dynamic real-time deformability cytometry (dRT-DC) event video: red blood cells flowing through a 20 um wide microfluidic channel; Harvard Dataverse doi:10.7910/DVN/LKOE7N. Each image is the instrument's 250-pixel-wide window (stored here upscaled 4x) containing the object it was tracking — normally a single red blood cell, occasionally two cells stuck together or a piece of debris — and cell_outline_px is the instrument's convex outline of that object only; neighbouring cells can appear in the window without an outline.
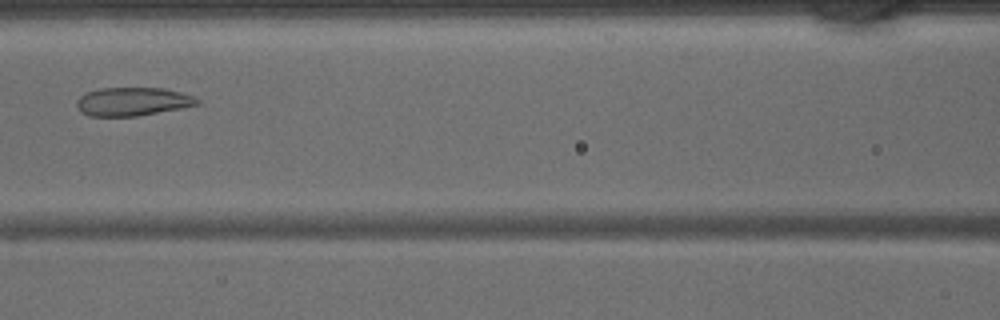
{"species": "common noctule bat (a hibernating species)", "species_latin": "Nyctalus noctula", "temperature_condition": "warm", "stored_images_in_passage": 37, "camera_frame_rate_fps": 3000, "um_per_image_px": 0.085, "animal": {"sex": "male", "body_mass_g": 15.6}, "frame": {"image": 1, "passage_image": 15, "time_ms": 4.667, "image_size_px": [1000, 320], "cell_outline_px": [[200, 104], [180, 108], [136, 116], [88, 116], [80, 112], [76, 104], [76, 100], [80, 96], [88, 92], [100, 88], [164, 88], [180, 92], [192, 96], [200, 100]], "centroid_in_image_um": [11.24, 8.63], "position_along_channel_um": 155.4, "area_um2": 19.88}}
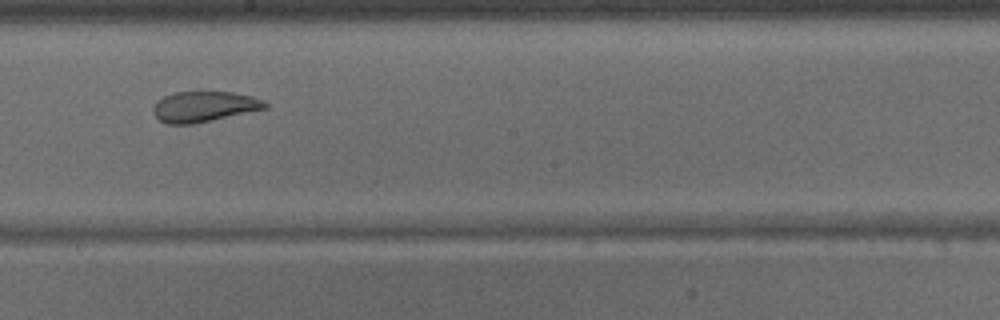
{"frame": {"image": 2, "passage_image": 20, "time_ms": 6.333, "image_size_px": [1000, 320], "cell_outline_px": [[268, 108], [212, 120], [192, 124], [168, 124], [160, 120], [152, 112], [152, 108], [164, 96], [176, 92], [232, 92], [252, 96], [264, 100], [268, 104]], "centroid_in_image_um": [17.38, 9.06], "position_along_channel_um": 230.8, "area_um2": 19.77}}
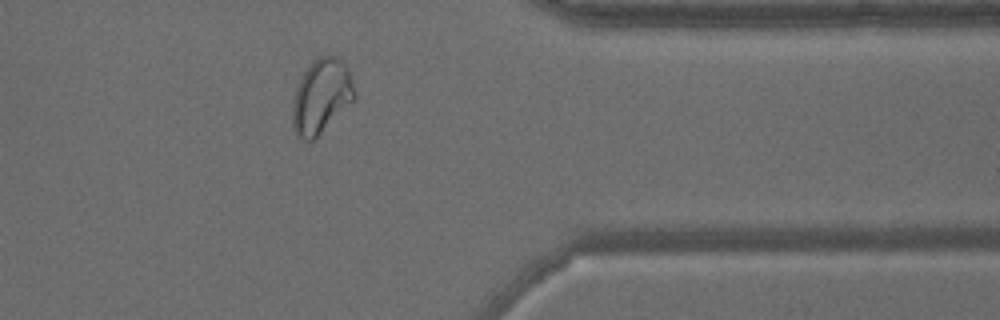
{"frame": {"image": 3, "passage_image": 31, "time_ms": 10.0, "image_size_px": [1000, 320], "cell_outline_px": [[356, 100], [312, 140], [304, 140], [296, 136], [292, 124], [292, 104], [296, 88], [304, 72], [312, 60], [320, 56], [336, 56], [348, 68], [356, 96]], "centroid_in_image_um": [27.31, 8.19], "position_along_channel_um": 384.1, "area_um2": 26.82}}